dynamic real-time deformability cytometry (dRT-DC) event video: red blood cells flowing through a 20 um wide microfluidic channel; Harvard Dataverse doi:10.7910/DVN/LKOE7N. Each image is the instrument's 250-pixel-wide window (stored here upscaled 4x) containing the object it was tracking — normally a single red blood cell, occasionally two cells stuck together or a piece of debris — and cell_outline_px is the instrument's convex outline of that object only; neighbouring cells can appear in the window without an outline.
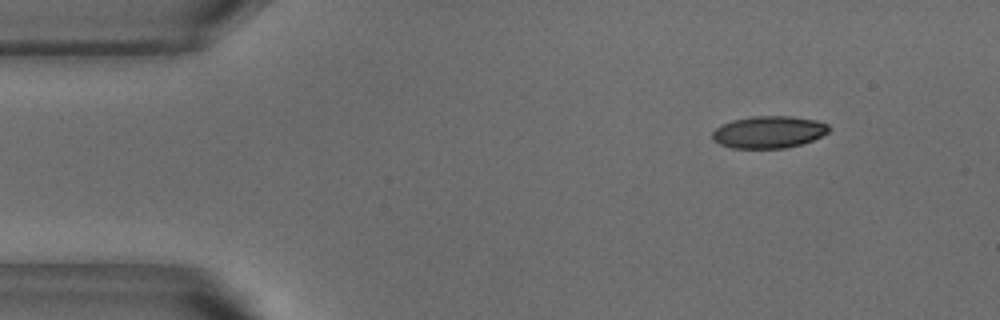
{"species": "common noctule bat (a hibernating species)", "species_latin": "Nyctalus noctula", "temperature_condition": "warm", "stored_images_in_passage": 47, "camera_frame_rate_fps": 3000, "um_per_image_px": 0.085, "animal": {"sex": "male", "body_mass_g": 18.8}, "frame": {"image": 1, "passage_image": 1, "time_ms": 0.0, "image_size_px": [1000, 320], "cell_outline_px": [[832, 128], [828, 132], [812, 140], [800, 144], [784, 148], [732, 148], [720, 144], [712, 140], [712, 132], [716, 128], [732, 120], [752, 116], [792, 116], [816, 120], [828, 124]], "centroid_in_image_um": [65.35, 11.22], "position_along_channel_um": 19.7, "area_um2": 21.79}}
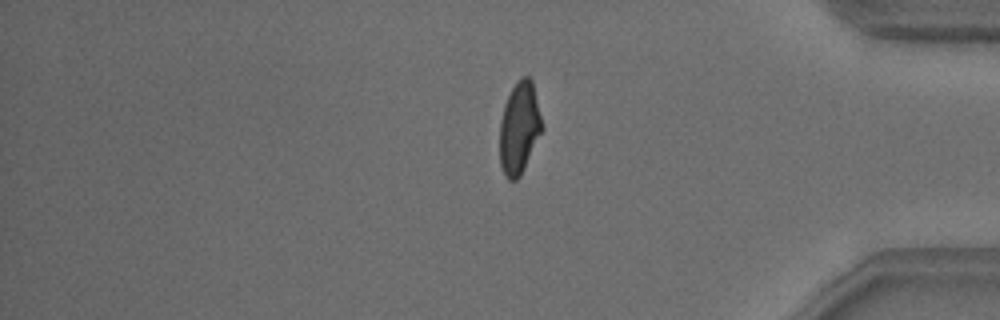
{"frame": {"image": 2, "passage_image": 38, "time_ms": 12.333, "image_size_px": [1000, 320], "cell_outline_px": [[544, 128], [520, 176], [516, 180], [508, 180], [500, 164], [500, 120], [504, 104], [516, 80], [520, 76], [528, 76], [532, 80]], "centroid_in_image_um": [44.15, 10.85], "position_along_channel_um": 391.1, "area_um2": 22.72}}
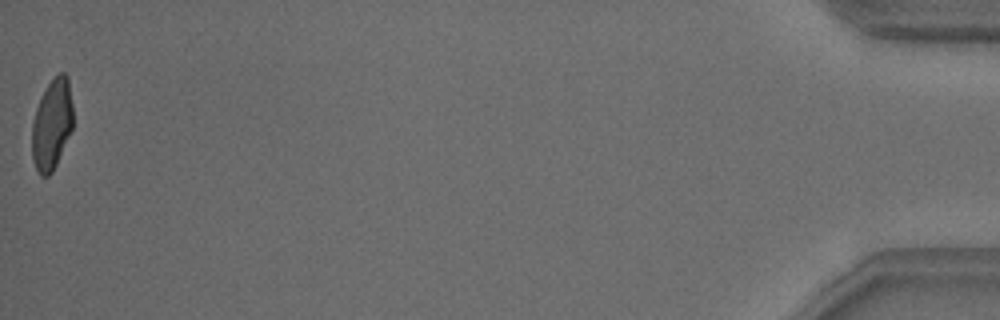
{"frame": {"image": 3, "passage_image": 47, "time_ms": 15.333, "image_size_px": [1000, 320], "cell_outline_px": [[72, 128], [56, 164], [52, 172], [48, 176], [40, 176], [32, 160], [32, 120], [40, 96], [48, 84], [60, 72], [64, 72], [68, 76], [72, 104]], "centroid_in_image_um": [4.39, 10.56], "position_along_channel_um": 430.8, "area_um2": 21.62}, "authors_computed_cell_mechanics": {"area_um2": 22.7154, "velocity_mm_per_s": 3.831, "shape_relaxation_time_tau1_ms": 5.9576, "shape_relaxation_time_tau2_ms": 1.0449, "deformation_change_tau1": 0.1814, "deformation_change_tau2": 0.0752}}